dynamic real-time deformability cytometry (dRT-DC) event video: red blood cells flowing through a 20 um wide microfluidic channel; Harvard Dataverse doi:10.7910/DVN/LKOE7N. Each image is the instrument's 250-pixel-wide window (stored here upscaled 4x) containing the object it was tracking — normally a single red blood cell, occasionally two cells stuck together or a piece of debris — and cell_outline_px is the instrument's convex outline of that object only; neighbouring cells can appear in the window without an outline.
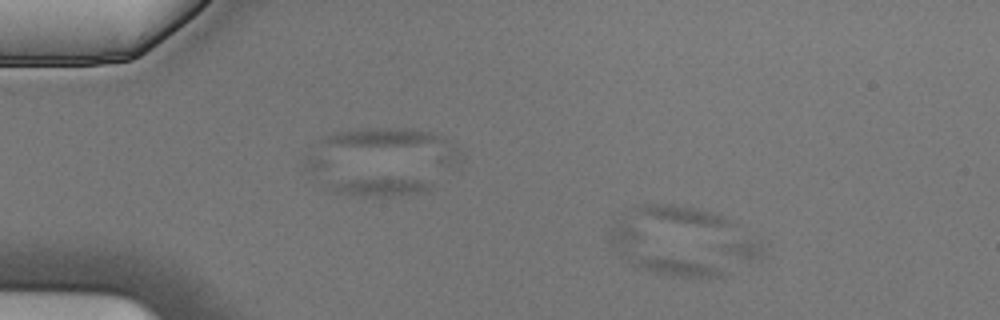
{"species": "Egyptian fruit bat (a non-hibernating species)", "species_latin": "Rousettus aegyptiacus", "temperature_condition": "cold", "stored_images_in_passage": 4, "camera_frame_rate_fps": 3000, "um_per_image_px": 0.085, "animal": {"sex": "male"}, "frame": {"image": 1, "passage_image": 2, "time_ms": 0.333, "image_size_px": [1000, 320], "cell_outline_px": [[724, 276], [672, 276], [640, 268], [628, 260], [608, 240], [608, 232], [620, 220], [624, 220], [724, 272]], "centroid_in_image_um": [55.83, 21.52], "position_along_channel_um": 29.2, "area_um2": 21.91}}